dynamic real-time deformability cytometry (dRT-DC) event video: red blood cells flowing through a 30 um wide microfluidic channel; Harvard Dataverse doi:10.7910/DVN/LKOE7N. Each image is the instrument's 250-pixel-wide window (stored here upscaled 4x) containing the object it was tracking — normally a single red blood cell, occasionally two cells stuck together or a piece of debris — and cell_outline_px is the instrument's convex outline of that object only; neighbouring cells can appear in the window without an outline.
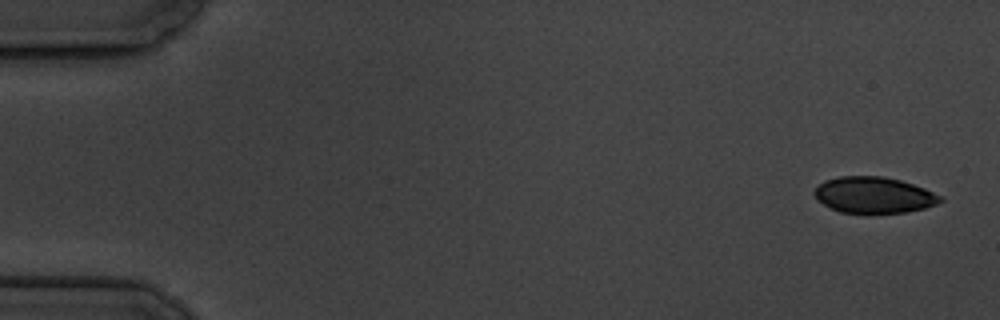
{"species": "common noctule bat (a hibernating species)", "species_latin": "Nyctalus noctula", "temperature_condition": "cold", "stored_images_in_passage": 11, "camera_frame_rate_fps": 3000, "um_per_image_px": 0.085, "animal": {"sex": "male", "body_mass_g": 19.5, "forearm_length_mm": 54.6}, "frame": {"image": 1, "passage_image": 1, "time_ms": 0.0, "image_size_px": [1000, 320], "cell_outline_px": [[944, 200], [936, 204], [924, 208], [908, 212], [872, 216], [840, 212], [816, 200], [812, 192], [824, 180], [840, 176], [884, 176], [900, 180], [924, 188], [940, 196]], "centroid_in_image_um": [74.25, 16.62], "position_along_channel_um": 10.8, "area_um2": 27.28}}
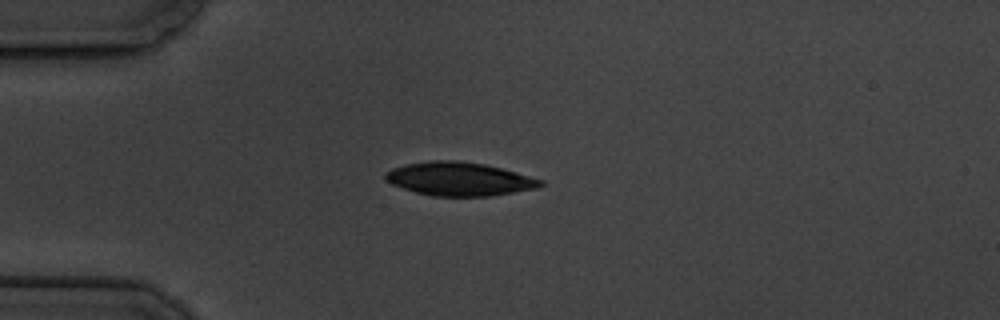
{"frame": {"image": 2, "passage_image": 4, "time_ms": 4.333, "image_size_px": [1000, 320], "cell_outline_px": [[544, 184], [536, 188], [488, 196], [432, 196], [416, 192], [392, 184], [384, 180], [384, 176], [392, 168], [404, 164], [428, 160], [460, 160], [484, 164], [516, 172], [544, 180]], "centroid_in_image_um": [39.01, 15.2], "position_along_channel_um": 46.0, "area_um2": 30.23}}
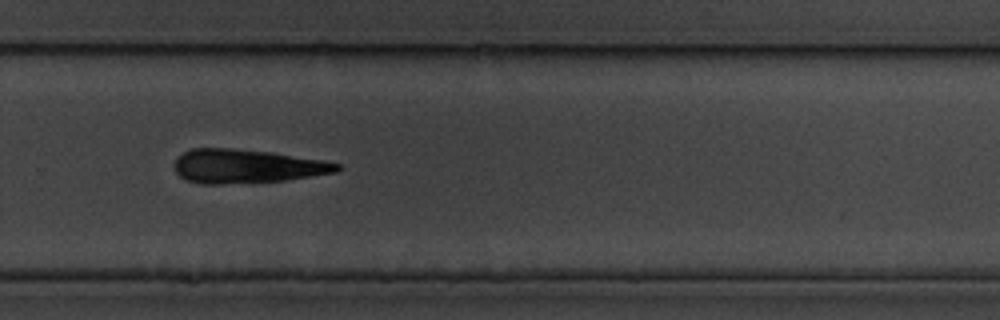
{"frame": {"image": 3, "passage_image": 11, "time_ms": 12.667, "image_size_px": [1000, 320], "cell_outline_px": [[340, 168], [336, 172], [288, 180], [224, 184], [200, 184], [188, 180], [180, 176], [176, 172], [176, 156], [192, 148], [232, 148], [272, 152], [324, 160], [340, 164]], "centroid_in_image_um": [20.98, 14.13], "position_along_channel_um": 308.8, "area_um2": 32.08}}